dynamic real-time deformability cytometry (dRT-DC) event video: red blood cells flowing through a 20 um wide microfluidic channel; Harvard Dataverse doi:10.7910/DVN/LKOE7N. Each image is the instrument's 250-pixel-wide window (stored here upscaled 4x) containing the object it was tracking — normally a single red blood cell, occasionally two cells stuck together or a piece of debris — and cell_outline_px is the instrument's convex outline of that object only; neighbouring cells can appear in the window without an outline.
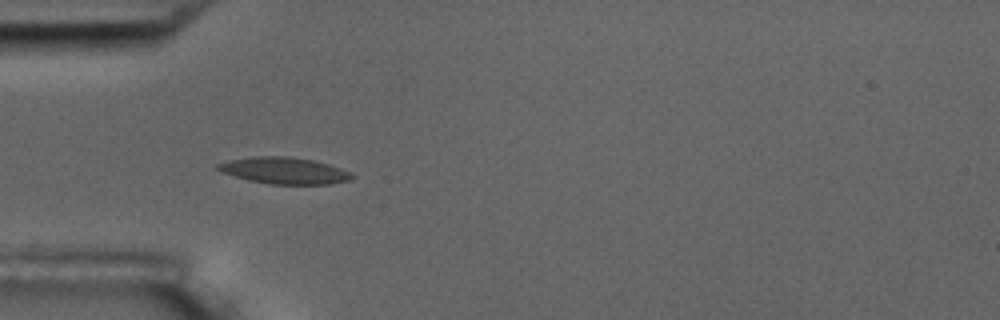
{"species": "common noctule bat (a hibernating species)", "species_latin": "Nyctalus noctula", "temperature_condition": "room temperature", "stored_images_in_passage": 6, "camera_frame_rate_fps": 3000, "um_per_image_px": 0.085, "animal": {"sex": "male", "body_mass_g": 17.5, "forearm_length_mm": 52.3}, "frame": {"image": 1, "passage_image": 5, "time_ms": 4.333, "image_size_px": [1000, 320], "cell_outline_px": [[352, 176], [348, 180], [332, 184], [268, 184], [248, 180], [220, 172], [216, 168], [216, 164], [228, 160], [252, 156], [288, 156], [312, 160], [328, 164], [352, 172]], "centroid_in_image_um": [24.11, 14.5], "position_along_channel_um": 60.9, "area_um2": 20.81}}